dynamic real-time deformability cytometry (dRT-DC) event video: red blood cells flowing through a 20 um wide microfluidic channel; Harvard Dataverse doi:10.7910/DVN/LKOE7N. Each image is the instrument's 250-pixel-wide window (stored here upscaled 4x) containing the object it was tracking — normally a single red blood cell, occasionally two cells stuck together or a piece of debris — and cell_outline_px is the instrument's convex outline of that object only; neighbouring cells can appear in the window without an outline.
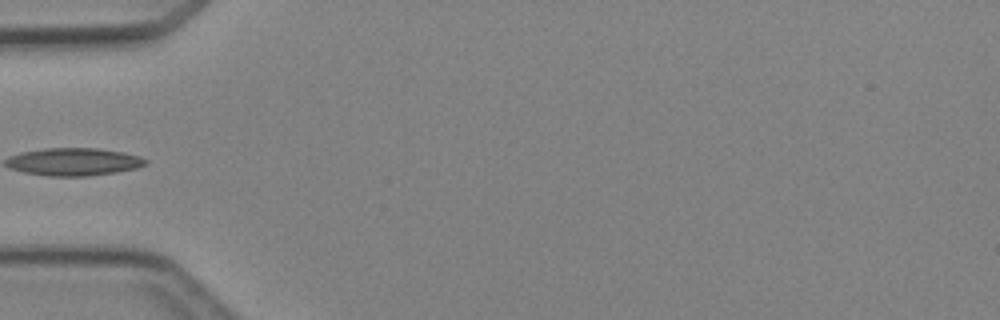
{"species": "Egyptian fruit bat (a non-hibernating species)", "species_latin": "Rousettus aegyptiacus", "temperature_condition": "cold", "stored_images_in_passage": 21, "camera_frame_rate_fps": 3000, "um_per_image_px": 0.085, "animal": {"sex": "female"}, "frame": {"image": 1, "passage_image": 1, "time_ms": 0.0, "image_size_px": [1000, 320], "cell_outline_px": [[132, 164], [120, 168], [100, 172], [40, 172], [44, 152], [108, 152], [120, 156]], "centroid_in_image_um": [6.94, 13.77], "position_along_channel_um": 78.1, "area_um2": 11.33}}
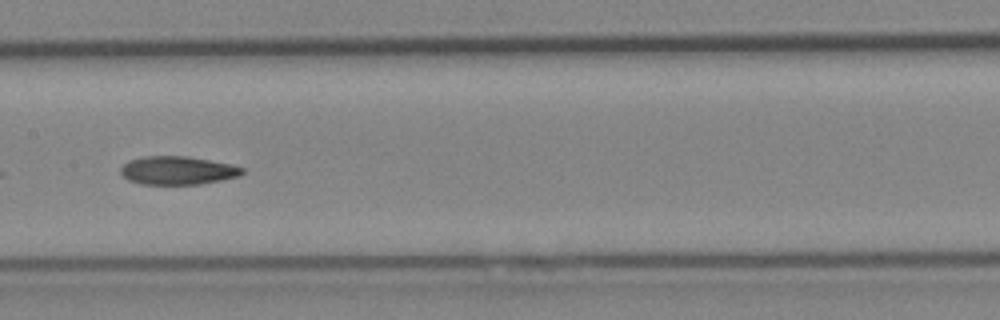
{"frame": {"image": 2, "passage_image": 9, "time_ms": 2.667, "image_size_px": [1000, 320], "cell_outline_px": [[240, 172], [228, 176], [204, 180], [144, 180], [132, 176], [128, 172], [128, 168], [152, 160], [196, 160], [236, 168]], "centroid_in_image_um": [15.32, 14.49], "position_along_channel_um": 192.1, "area_um2": 12.83}}
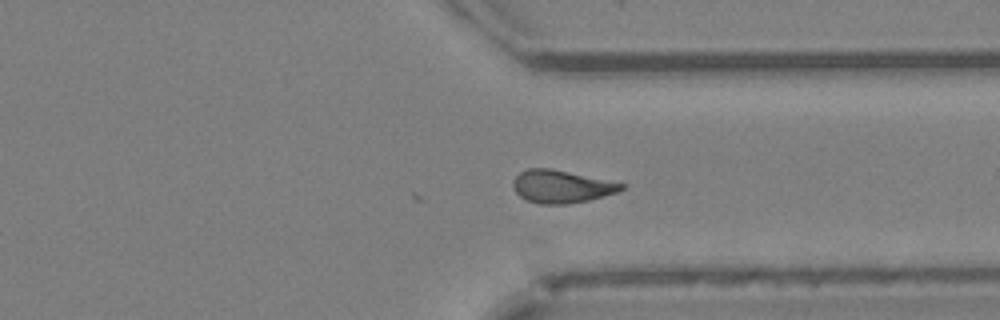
{"frame": {"image": 3, "passage_image": 21, "time_ms": 6.667, "image_size_px": [1000, 320], "cell_outline_px": [[620, 188], [596, 196], [576, 200], [532, 200], [524, 196], [520, 192], [540, 172], [560, 172], [620, 184]], "centroid_in_image_um": [48.07, 15.91], "position_along_channel_um": 363.3, "area_um2": 14.22}}